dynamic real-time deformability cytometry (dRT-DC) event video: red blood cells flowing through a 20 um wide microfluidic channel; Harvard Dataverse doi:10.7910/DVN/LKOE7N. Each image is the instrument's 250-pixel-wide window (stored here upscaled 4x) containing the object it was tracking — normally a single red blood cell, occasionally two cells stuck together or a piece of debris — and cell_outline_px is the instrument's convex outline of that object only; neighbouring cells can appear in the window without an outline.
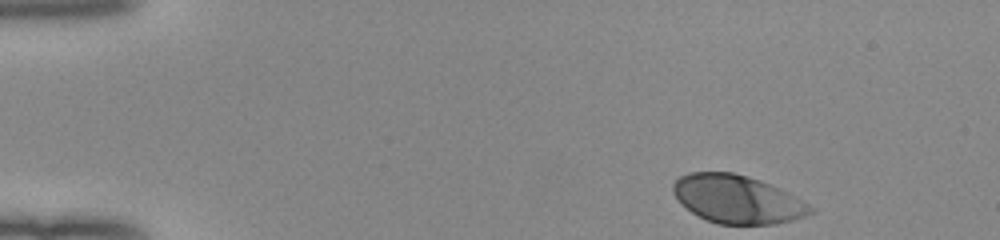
{"species": "human", "species_latin": "Homo sapiens", "temperature_condition": "room temperature", "stored_images_in_passage": 39, "camera_frame_rate_fps": 3000, "um_per_image_px": 0.085, "donor": {"sex": "female"}, "frame": {"image": 1, "passage_image": 1, "time_ms": 0.0, "image_size_px": [1000, 240], "cell_outline_px": [[816, 212], [792, 220], [776, 224], [716, 224], [692, 212], [672, 192], [672, 184], [680, 176], [688, 172], [732, 172], [748, 176], [760, 180], [780, 188], [796, 196], [808, 204]], "centroid_in_image_um": [62.69, 16.93], "position_along_channel_um": 22.3, "area_um2": 38.38}}
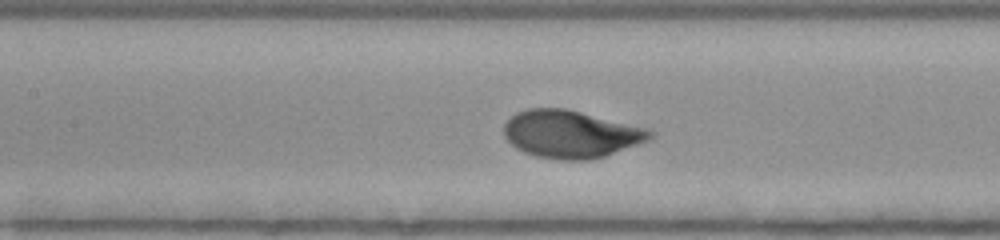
{"frame": {"image": 2, "passage_image": 19, "time_ms": 6.0, "image_size_px": [1000, 240], "cell_outline_px": [[656, 136], [648, 140], [604, 156], [592, 160], [560, 160], [536, 156], [524, 152], [516, 148], [504, 136], [504, 124], [516, 112], [528, 108], [568, 108], [648, 128], [656, 132]], "centroid_in_image_um": [48.54, 11.39], "position_along_channel_um": 158.9, "area_um2": 40.75}}
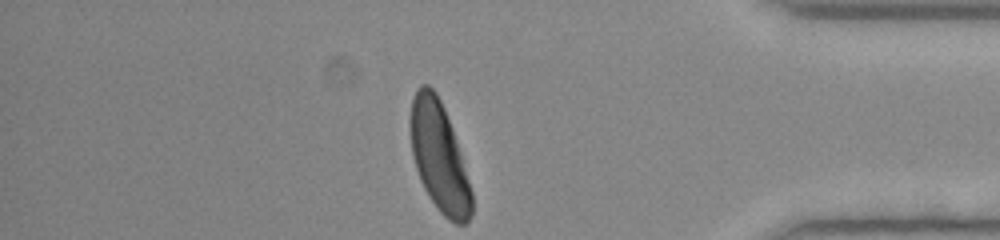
{"frame": {"image": 3, "passage_image": 39, "time_ms": 12.667, "image_size_px": [1000, 240], "cell_outline_px": [[472, 216], [464, 224], [456, 224], [448, 220], [440, 212], [424, 188], [420, 180], [412, 156], [408, 124], [408, 120], [412, 100], [416, 88], [420, 84], [428, 84], [436, 92], [444, 108], [452, 128], [472, 192]], "centroid_in_image_um": [37.29, 13.3], "position_along_channel_um": 397.9, "area_um2": 39.13}, "authors_computed_cell_mechanics": {"area_um2": 39.1306, "velocity_mm_per_s": 3.9873, "shape_relaxation_time_tau1_ms": 2.2663, "shape_relaxation_time_tau2_ms": null, "deformation_change_tau1": 0.1607, "deformation_change_tau2": null}}